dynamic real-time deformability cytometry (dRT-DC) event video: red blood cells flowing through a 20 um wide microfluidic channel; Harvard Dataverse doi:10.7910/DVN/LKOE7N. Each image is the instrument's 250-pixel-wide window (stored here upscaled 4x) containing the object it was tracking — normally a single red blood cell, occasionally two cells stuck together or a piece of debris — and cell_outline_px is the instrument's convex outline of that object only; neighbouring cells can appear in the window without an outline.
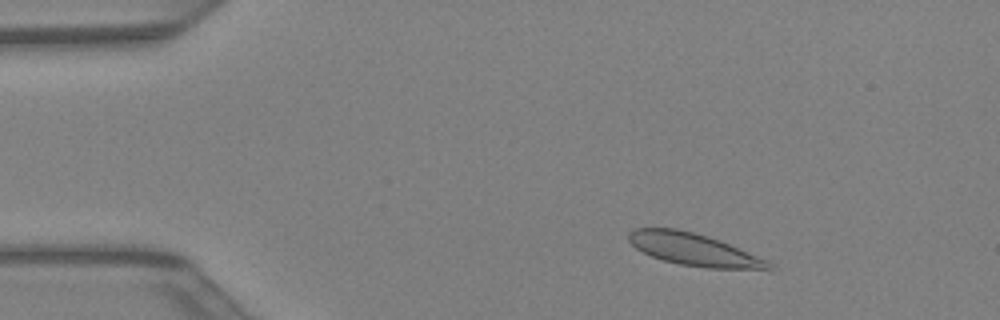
{"species": "Egyptian fruit bat (a non-hibernating species)", "species_latin": "Rousettus aegyptiacus", "temperature_condition": "warm", "stored_images_in_passage": 42, "camera_frame_rate_fps": 3000, "um_per_image_px": 0.085, "animal": {"sex": "female"}, "frame": {"image": 1, "passage_image": 6, "time_ms": 1.667, "image_size_px": [1000, 320], "cell_outline_px": [[772, 272], [708, 268], [680, 264], [664, 260], [652, 256], [636, 248], [628, 240], [628, 232], [636, 228], [676, 228], [708, 236], [720, 240], [768, 260], [772, 264]], "centroid_in_image_um": [59.1, 21.24], "position_along_channel_um": 25.9, "area_um2": 26.82}}
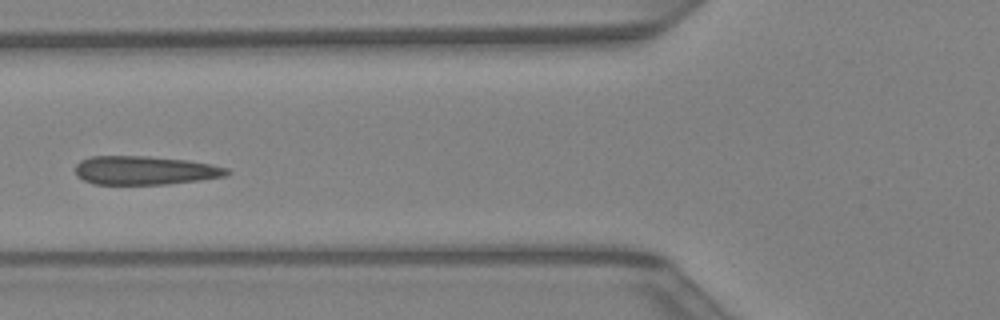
{"frame": {"image": 2, "passage_image": 16, "time_ms": 5.0, "image_size_px": [1000, 320], "cell_outline_px": [[232, 172], [224, 176], [200, 180], [168, 184], [92, 184], [76, 176], [76, 164], [80, 160], [92, 156], [148, 156], [188, 160], [228, 168]], "centroid_in_image_um": [12.29, 14.48], "position_along_channel_um": 113.5, "area_um2": 25.37}}
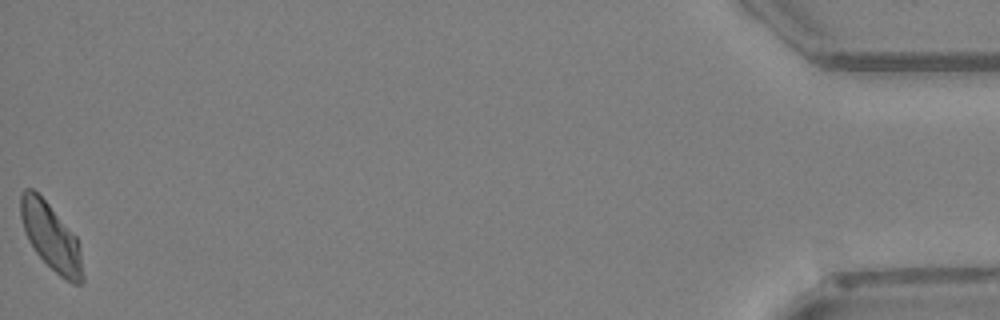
{"frame": {"image": 3, "passage_image": 42, "time_ms": 13.667, "image_size_px": [1000, 320], "cell_outline_px": [[84, 280], [80, 284], [72, 284], [60, 276], [36, 252], [28, 240], [20, 216], [20, 192], [24, 188], [32, 188], [48, 204], [76, 236], [80, 248], [84, 276]], "centroid_in_image_um": [4.34, 20.14], "position_along_channel_um": 430.9, "area_um2": 23.93}}